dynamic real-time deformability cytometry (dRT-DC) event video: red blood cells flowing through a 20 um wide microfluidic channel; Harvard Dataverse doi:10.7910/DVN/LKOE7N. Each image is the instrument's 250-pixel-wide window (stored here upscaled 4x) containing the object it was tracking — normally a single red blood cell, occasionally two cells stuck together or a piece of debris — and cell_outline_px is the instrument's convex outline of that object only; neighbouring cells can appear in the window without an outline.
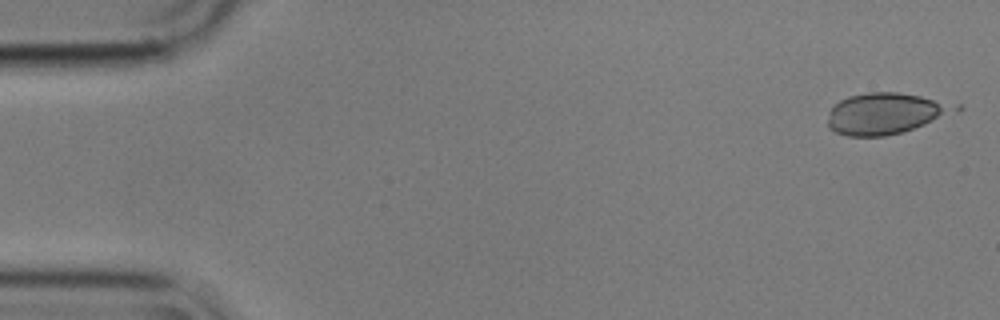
{"species": "common noctule bat (a hibernating species)", "species_latin": "Nyctalus noctula", "temperature_condition": "cold", "stored_images_in_passage": 3, "camera_frame_rate_fps": 3000, "um_per_image_px": 0.085, "animal": {"sex": "male", "body_mass_g": 17.9}, "frame": {"image": 1, "passage_image": 2, "time_ms": 0.333, "image_size_px": [1000, 320], "cell_outline_px": [[964, 108], [960, 112], [900, 132], [884, 136], [848, 136], [836, 132], [828, 128], [828, 112], [840, 100], [848, 96], [868, 92], [900, 92], [960, 104]], "centroid_in_image_um": [75.33, 9.63], "position_along_channel_um": 9.7, "area_um2": 30.81}}